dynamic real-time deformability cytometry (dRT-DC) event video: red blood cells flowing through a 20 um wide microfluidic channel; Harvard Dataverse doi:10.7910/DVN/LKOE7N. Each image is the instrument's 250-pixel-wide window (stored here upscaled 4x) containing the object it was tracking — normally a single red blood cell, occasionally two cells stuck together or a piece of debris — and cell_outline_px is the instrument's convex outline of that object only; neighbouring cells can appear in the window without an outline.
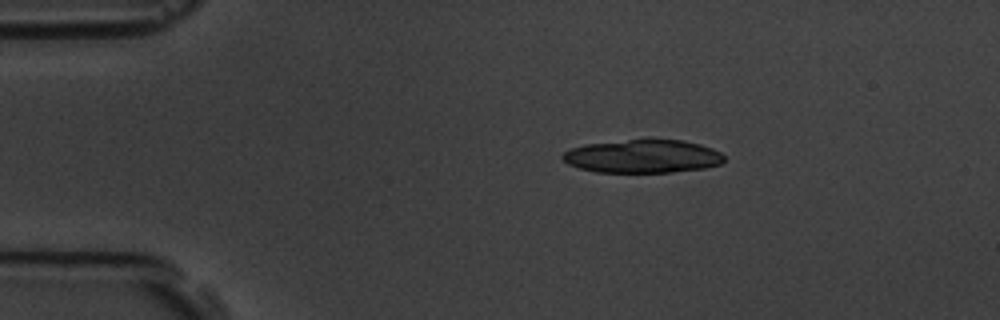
{"species": "common noctule bat (a hibernating species)", "species_latin": "Nyctalus noctula", "temperature_condition": "room temperature", "stored_images_in_passage": 3, "camera_frame_rate_fps": 3000, "um_per_image_px": 0.085, "animal": {"sex": "male", "body_mass_g": 19.5, "forearm_length_mm": 54.6}, "frame": {"image": 1, "passage_image": 1, "time_ms": 0.0, "image_size_px": [1000, 320], "cell_outline_px": [[724, 160], [720, 164], [704, 168], [668, 172], [596, 172], [580, 168], [568, 164], [560, 156], [564, 152], [572, 148], [584, 144], [628, 140], [684, 140], [700, 144], [712, 148], [720, 152], [724, 156]], "centroid_in_image_um": [54.63, 13.29], "position_along_channel_um": 30.4, "area_um2": 31.1}}